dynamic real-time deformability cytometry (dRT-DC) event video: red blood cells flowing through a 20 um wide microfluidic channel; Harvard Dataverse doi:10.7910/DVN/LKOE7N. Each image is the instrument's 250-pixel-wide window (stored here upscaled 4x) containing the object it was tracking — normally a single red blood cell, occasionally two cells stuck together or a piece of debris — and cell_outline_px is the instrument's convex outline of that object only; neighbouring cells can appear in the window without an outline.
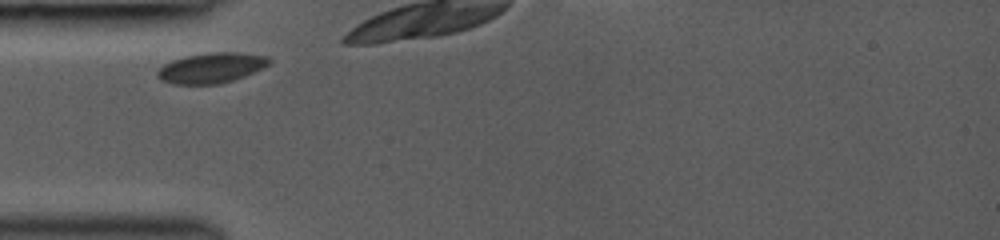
{"species": "common noctule bat (a hibernating species)", "species_latin": "Nyctalus noctula", "temperature_condition": "room temperature", "stored_images_in_passage": 7, "camera_frame_rate_fps": 3000, "um_per_image_px": 0.085, "animal": {"sex": "female", "body_mass_g": 19.0, "forearm_length_mm": 53.3}, "frame": {"image": 1, "passage_image": 1, "time_ms": 0.0, "image_size_px": [1000, 240], "cell_outline_px": [[272, 60], [268, 64], [244, 76], [220, 84], [172, 84], [160, 80], [156, 76], [156, 72], [164, 64], [172, 60], [184, 56], [208, 52], [236, 52], [268, 56]], "centroid_in_image_um": [17.91, 5.76], "position_along_channel_um": 67.1, "area_um2": 19.71}}
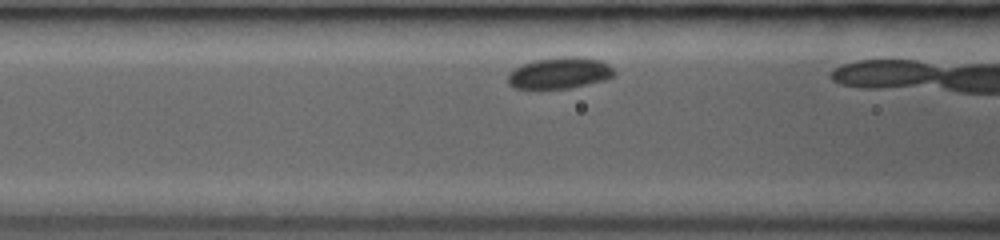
{"frame": {"image": 2, "passage_image": 5, "time_ms": 1.333, "image_size_px": [1000, 240], "cell_outline_px": [[616, 72], [612, 76], [604, 80], [568, 88], [536, 92], [512, 88], [508, 84], [508, 76], [516, 68], [532, 60], [564, 56], [580, 56], [600, 60], [608, 64]], "centroid_in_image_um": [47.51, 6.25], "position_along_channel_um": 119.1, "area_um2": 20.06}}